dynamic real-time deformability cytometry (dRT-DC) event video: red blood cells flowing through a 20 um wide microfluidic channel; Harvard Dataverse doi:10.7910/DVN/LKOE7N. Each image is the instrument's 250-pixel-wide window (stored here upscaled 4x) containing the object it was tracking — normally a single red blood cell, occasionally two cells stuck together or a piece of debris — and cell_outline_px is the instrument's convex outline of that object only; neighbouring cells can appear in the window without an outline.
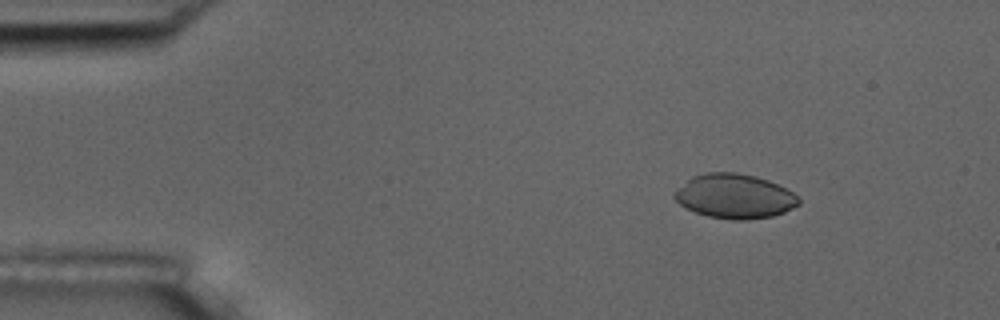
{"species": "common noctule bat (a hibernating species)", "species_latin": "Nyctalus noctula", "temperature_condition": "room temperature", "stored_images_in_passage": 3, "camera_frame_rate_fps": 3000, "um_per_image_px": 0.085, "animal": {"sex": "male", "body_mass_g": 17.5, "forearm_length_mm": 52.3}, "frame": {"image": 1, "passage_image": 1, "time_ms": 0.0, "image_size_px": [1000, 320], "cell_outline_px": [[800, 204], [784, 212], [772, 216], [744, 220], [732, 220], [708, 216], [696, 212], [680, 204], [672, 196], [676, 188], [692, 176], [708, 172], [736, 172], [756, 176], [768, 180], [792, 192], [800, 200]], "centroid_in_image_um": [62.41, 16.67], "position_along_channel_um": 22.6, "area_um2": 32.08}}